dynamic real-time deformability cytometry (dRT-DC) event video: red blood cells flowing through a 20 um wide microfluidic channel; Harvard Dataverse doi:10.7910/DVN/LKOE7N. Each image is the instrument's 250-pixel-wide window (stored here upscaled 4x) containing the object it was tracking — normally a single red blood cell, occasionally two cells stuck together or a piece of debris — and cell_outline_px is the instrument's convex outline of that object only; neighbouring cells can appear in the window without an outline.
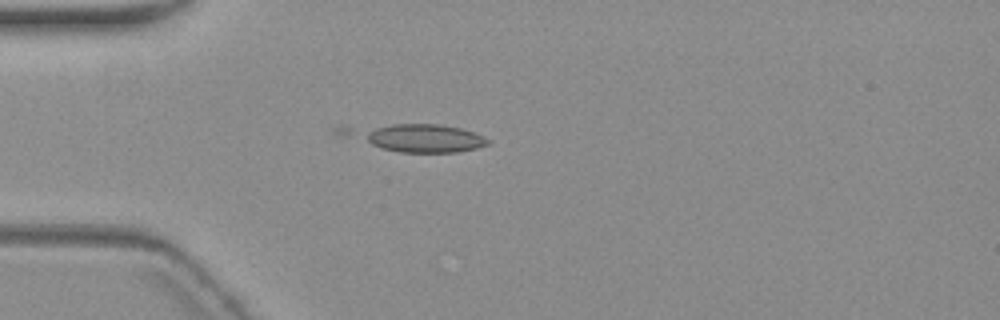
{"species": "common noctule bat (a hibernating species)", "species_latin": "Nyctalus noctula", "temperature_condition": "warm", "stored_images_in_passage": 4, "camera_frame_rate_fps": 3000, "um_per_image_px": 0.085, "animal": {"sex": "female", "body_mass_g": 19.3, "forearm_length_mm": 54.1}, "frame": {"image": 1, "passage_image": 2, "time_ms": 1.333, "image_size_px": [1000, 320], "cell_outline_px": [[492, 140], [488, 144], [476, 148], [456, 152], [400, 152], [384, 148], [340, 136], [332, 132], [332, 128], [392, 124], [440, 124], [460, 128], [484, 136]], "centroid_in_image_um": [35.29, 11.68], "position_along_channel_um": 49.7, "area_um2": 23.47}}
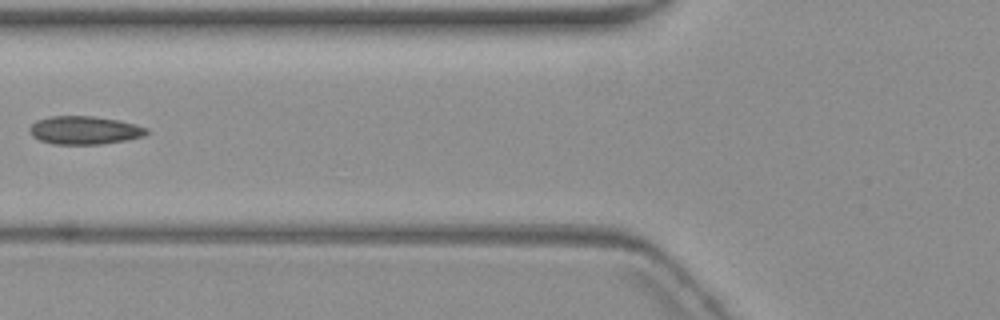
{"frame": {"image": 2, "passage_image": 4, "time_ms": 3.667, "image_size_px": [1000, 320], "cell_outline_px": [[148, 132], [144, 136], [128, 140], [100, 144], [52, 144], [40, 140], [32, 136], [28, 132], [28, 128], [36, 120], [48, 116], [92, 116], [120, 120], [136, 124], [148, 128]], "centroid_in_image_um": [7.17, 11.06], "position_along_channel_um": 118.6, "area_um2": 19.48}}